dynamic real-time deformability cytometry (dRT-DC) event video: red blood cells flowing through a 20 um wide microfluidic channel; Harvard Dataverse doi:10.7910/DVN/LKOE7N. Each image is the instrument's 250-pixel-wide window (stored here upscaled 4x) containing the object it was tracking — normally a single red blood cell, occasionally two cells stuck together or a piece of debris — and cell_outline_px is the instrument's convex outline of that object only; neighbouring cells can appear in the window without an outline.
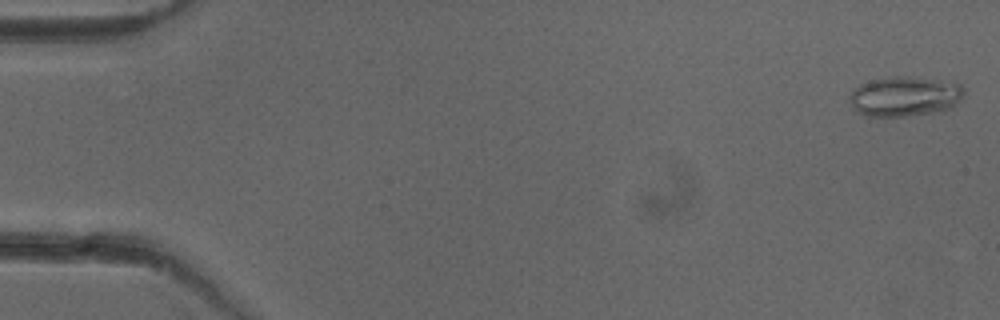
{"species": "common noctule bat (a hibernating species)", "species_latin": "Nyctalus noctula", "temperature_condition": "cold", "stored_images_in_passage": 9, "camera_frame_rate_fps": 3000, "um_per_image_px": 0.085, "animal": {"sex": "female"}, "frame": {"image": 1, "passage_image": 1, "time_ms": 0.0, "image_size_px": [1000, 320], "cell_outline_px": [[964, 96], [952, 108], [932, 112], [908, 116], [864, 116], [856, 112], [852, 108], [848, 96], [852, 88], [860, 84], [872, 80], [892, 76], [908, 76], [940, 80], [960, 84], [964, 88]], "centroid_in_image_um": [76.86, 8.19], "position_along_channel_um": 8.1, "area_um2": 26.93}}